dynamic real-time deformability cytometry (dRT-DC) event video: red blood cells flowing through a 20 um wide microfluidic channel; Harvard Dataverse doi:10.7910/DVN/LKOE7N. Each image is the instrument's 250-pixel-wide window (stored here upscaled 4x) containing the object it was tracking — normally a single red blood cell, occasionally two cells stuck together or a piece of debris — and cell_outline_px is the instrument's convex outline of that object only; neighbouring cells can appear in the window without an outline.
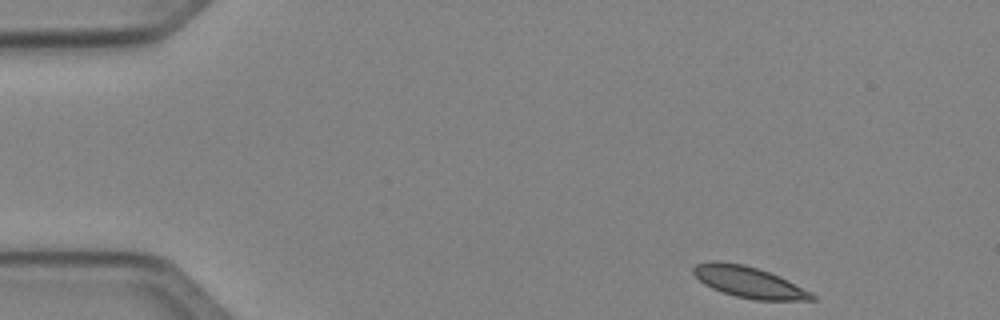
{"species": "Egyptian fruit bat (a non-hibernating species)", "species_latin": "Rousettus aegyptiacus", "temperature_condition": "cold", "stored_images_in_passage": 46, "camera_frame_rate_fps": 3000, "um_per_image_px": 0.085, "animal": {"sex": "female"}, "frame": {"image": 1, "passage_image": 1, "time_ms": 0.0, "image_size_px": [1000, 320], "cell_outline_px": [[816, 300], [756, 300], [736, 296], [712, 288], [704, 284], [692, 272], [692, 268], [696, 264], [712, 260], [720, 260], [744, 264], [780, 276], [812, 292], [816, 296]], "centroid_in_image_um": [63.66, 23.96], "position_along_channel_um": 21.3, "area_um2": 21.56}}
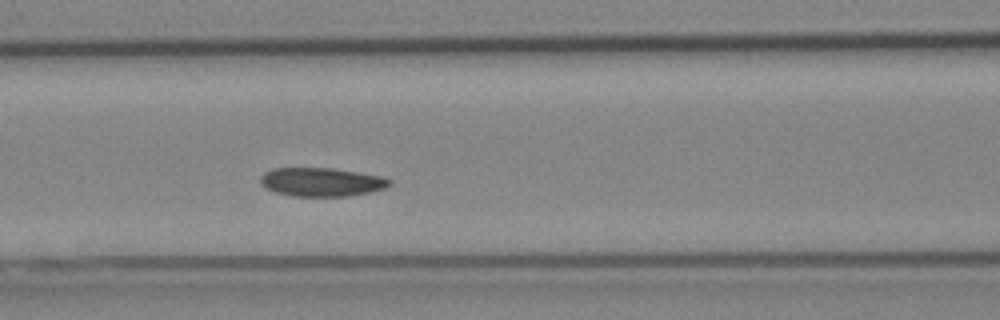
{"frame": {"image": 2, "passage_image": 17, "time_ms": 5.333, "image_size_px": [1000, 320], "cell_outline_px": [[392, 184], [384, 188], [368, 192], [348, 196], [296, 196], [276, 192], [264, 188], [260, 184], [260, 176], [264, 172], [272, 168], [332, 168], [380, 176], [392, 180]], "centroid_in_image_um": [27.28, 15.46], "position_along_channel_um": 139.3, "area_um2": 21.5}}
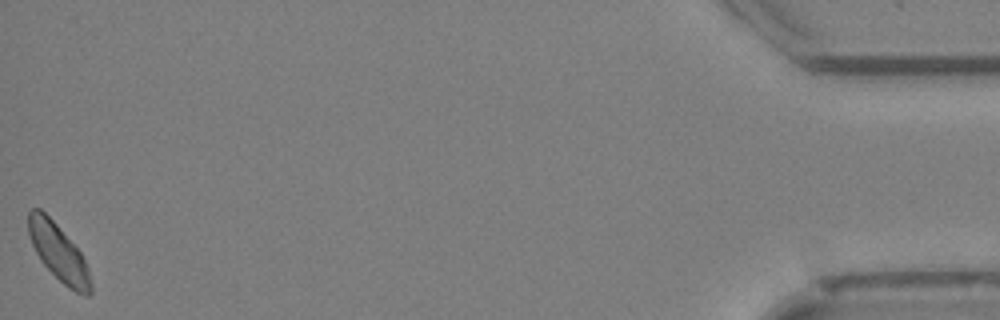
{"frame": {"image": 3, "passage_image": 46, "time_ms": 15.0, "image_size_px": [1000, 320], "cell_outline_px": [[92, 292], [88, 296], [84, 296], [68, 288], [40, 260], [32, 244], [28, 232], [28, 212], [32, 208], [40, 208], [56, 224], [80, 252], [88, 268], [92, 284]], "centroid_in_image_um": [4.98, 21.48], "position_along_channel_um": 430.2, "area_um2": 20.35}, "authors_computed_cell_mechanics": {"area_um2": 21.3571, "velocity_mm_per_s": 3.9751, "shape_relaxation_time_tau1_ms": 4.3758, "shape_relaxation_time_tau2_ms": null, "deformation_change_tau1": 0.0559, "deformation_change_tau2": null}}